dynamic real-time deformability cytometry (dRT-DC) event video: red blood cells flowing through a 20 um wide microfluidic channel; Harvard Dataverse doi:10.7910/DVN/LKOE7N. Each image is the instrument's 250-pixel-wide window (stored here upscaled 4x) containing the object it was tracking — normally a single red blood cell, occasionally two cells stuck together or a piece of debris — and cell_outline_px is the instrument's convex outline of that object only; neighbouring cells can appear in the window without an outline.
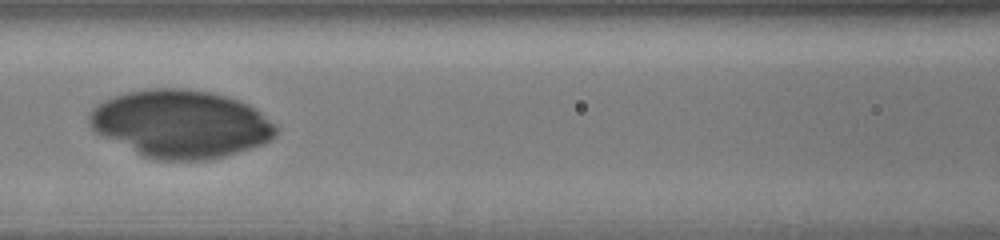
{"species": "human", "species_latin": "Homo sapiens", "temperature_condition": "cold", "stored_images_in_passage": 25, "camera_frame_rate_fps": 3000, "um_per_image_px": 0.085, "donor": {"sex": "male"}, "frame": {"image": 1, "passage_image": 8, "time_ms": 2.333, "image_size_px": [1000, 240], "cell_outline_px": [[276, 132], [268, 140], [260, 144], [224, 156], [208, 160], [160, 160], [144, 156], [96, 132], [88, 124], [88, 116], [92, 108], [96, 104], [112, 96], [128, 92], [148, 88], [184, 88], [208, 92], [240, 100], [248, 104], [260, 112], [276, 124]], "centroid_in_image_um": [15.33, 10.51], "position_along_channel_um": 151.3, "area_um2": 73.12}}
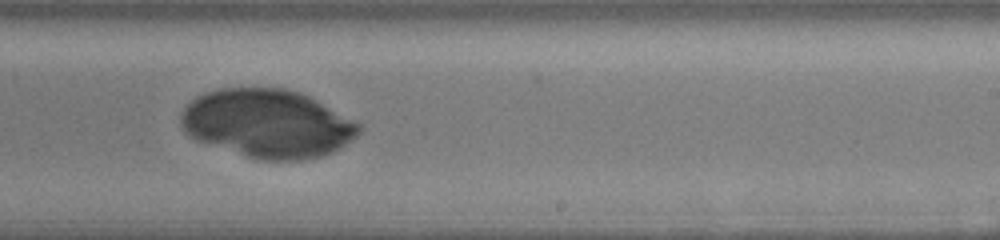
{"frame": {"image": 2, "passage_image": 15, "time_ms": 4.667, "image_size_px": [1000, 240], "cell_outline_px": [[364, 128], [352, 140], [340, 148], [332, 152], [320, 156], [304, 160], [256, 160], [196, 140], [188, 136], [180, 128], [180, 112], [196, 96], [204, 92], [220, 88], [284, 88], [308, 96], [364, 124]], "centroid_in_image_um": [22.73, 10.51], "position_along_channel_um": 266.3, "area_um2": 71.5}}
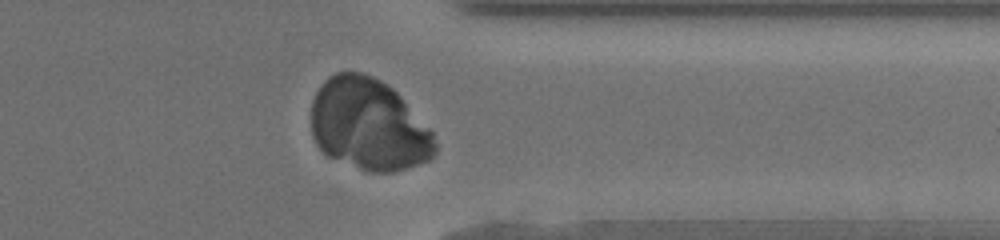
{"frame": {"image": 3, "passage_image": 22, "time_ms": 7.0, "image_size_px": [1000, 240], "cell_outline_px": [[436, 156], [420, 164], [392, 172], [368, 172], [328, 156], [316, 144], [312, 136], [312, 100], [320, 84], [328, 76], [336, 72], [364, 72], [388, 84], [400, 96], [432, 132], [436, 144]], "centroid_in_image_um": [31.33, 10.6], "position_along_channel_um": 380.1, "area_um2": 66.3}}